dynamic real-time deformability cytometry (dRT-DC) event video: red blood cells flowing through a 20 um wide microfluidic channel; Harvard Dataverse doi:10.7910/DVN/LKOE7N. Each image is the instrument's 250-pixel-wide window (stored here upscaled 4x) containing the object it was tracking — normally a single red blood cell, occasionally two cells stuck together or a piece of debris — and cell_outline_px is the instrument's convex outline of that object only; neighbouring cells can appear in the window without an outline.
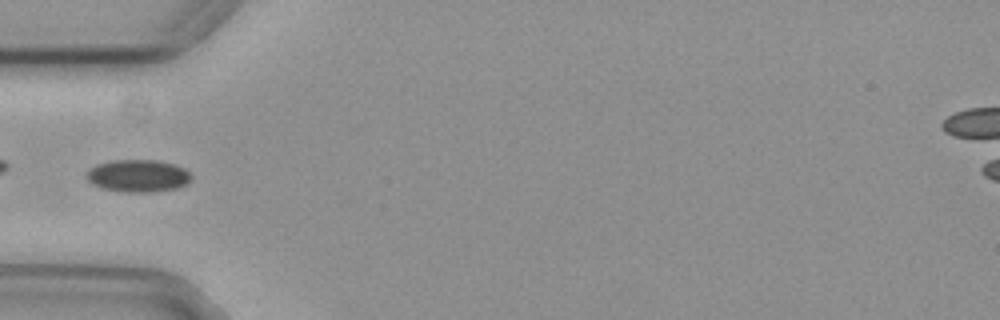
{"species": "common noctule bat (a hibernating species)", "species_latin": "Nyctalus noctula", "temperature_condition": "cold", "stored_images_in_passage": 38, "camera_frame_rate_fps": 3000, "um_per_image_px": 0.085, "animal": {"sex": "female", "body_mass_g": 29.2, "forearm_length_mm": 56.3}, "frame": {"image": 1, "passage_image": 1, "time_ms": 0.0, "image_size_px": [1000, 320], "cell_outline_px": [[192, 180], [188, 184], [176, 188], [152, 192], [124, 192], [100, 188], [92, 184], [88, 180], [88, 172], [96, 164], [112, 160], [156, 160], [172, 164], [184, 168], [192, 176]], "centroid_in_image_um": [11.75, 14.95], "position_along_channel_um": 73.2, "area_um2": 19.77}}
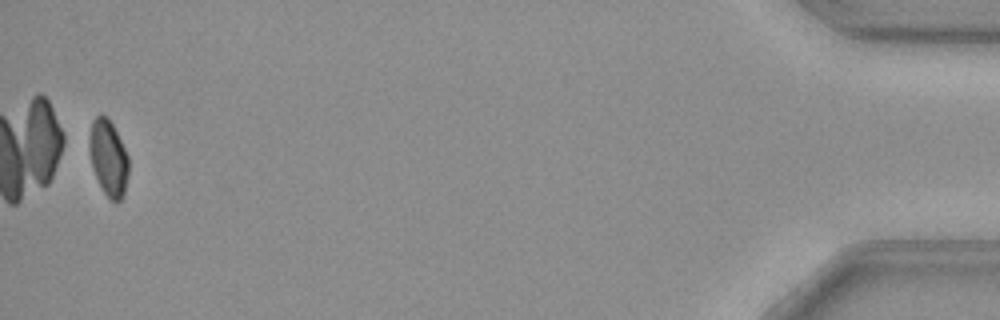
{"frame": {"image": 2, "passage_image": 37, "time_ms": 12.0, "image_size_px": [1000, 320], "cell_outline_px": [[128, 172], [124, 196], [116, 204], [108, 200], [92, 168], [88, 148], [92, 120], [100, 112], [108, 116], [128, 156]], "centroid_in_image_um": [9.2, 13.44], "position_along_channel_um": 426.0, "area_um2": 17.57}}